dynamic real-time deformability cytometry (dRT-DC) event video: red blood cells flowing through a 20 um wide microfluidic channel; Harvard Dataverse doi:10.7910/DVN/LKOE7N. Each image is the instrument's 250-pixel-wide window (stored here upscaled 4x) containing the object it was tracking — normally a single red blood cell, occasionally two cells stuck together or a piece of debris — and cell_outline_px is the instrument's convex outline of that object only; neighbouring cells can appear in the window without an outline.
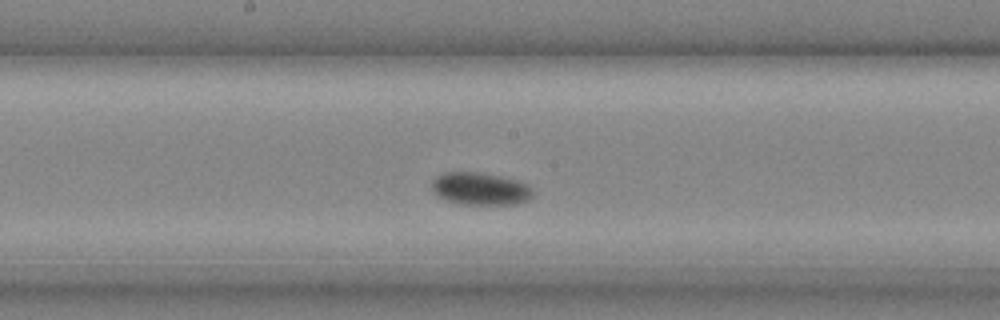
{"species": "common noctule bat (a hibernating species)", "species_latin": "Nyctalus noctula", "temperature_condition": "cold", "stored_images_in_passage": 21, "camera_frame_rate_fps": 3000, "um_per_image_px": 0.085, "animal": {"sex": "male", "body_mass_g": 20.4}, "frame": {"image": 1, "passage_image": 10, "time_ms": 3.0, "image_size_px": [1000, 320], "cell_outline_px": [[532, 200], [520, 204], [460, 204], [448, 200], [440, 196], [432, 188], [432, 180], [436, 176], [444, 172], [480, 172], [500, 176], [516, 180], [528, 184], [532, 188]], "centroid_in_image_um": [40.88, 16.04], "position_along_channel_um": 207.3, "area_um2": 19.19}}
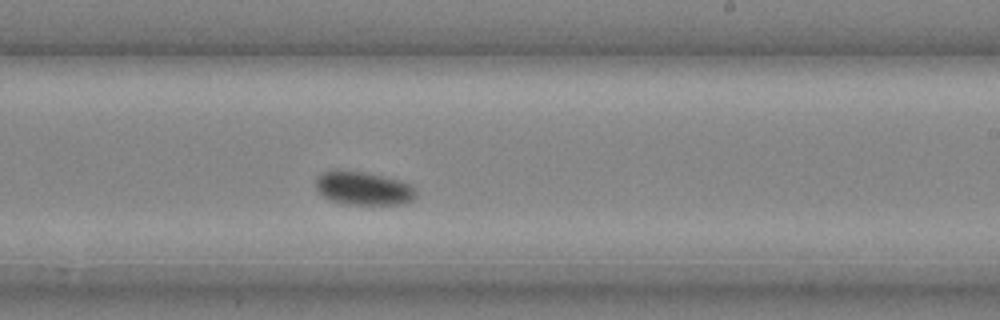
{"frame": {"image": 2, "passage_image": 12, "time_ms": 3.667, "image_size_px": [1000, 320], "cell_outline_px": [[416, 200], [404, 204], [344, 204], [332, 200], [324, 196], [316, 188], [316, 176], [320, 172], [336, 168], [340, 168], [364, 172], [384, 176], [400, 180], [412, 184], [416, 188]], "centroid_in_image_um": [30.91, 15.97], "position_along_channel_um": 258.1, "area_um2": 20.11}}